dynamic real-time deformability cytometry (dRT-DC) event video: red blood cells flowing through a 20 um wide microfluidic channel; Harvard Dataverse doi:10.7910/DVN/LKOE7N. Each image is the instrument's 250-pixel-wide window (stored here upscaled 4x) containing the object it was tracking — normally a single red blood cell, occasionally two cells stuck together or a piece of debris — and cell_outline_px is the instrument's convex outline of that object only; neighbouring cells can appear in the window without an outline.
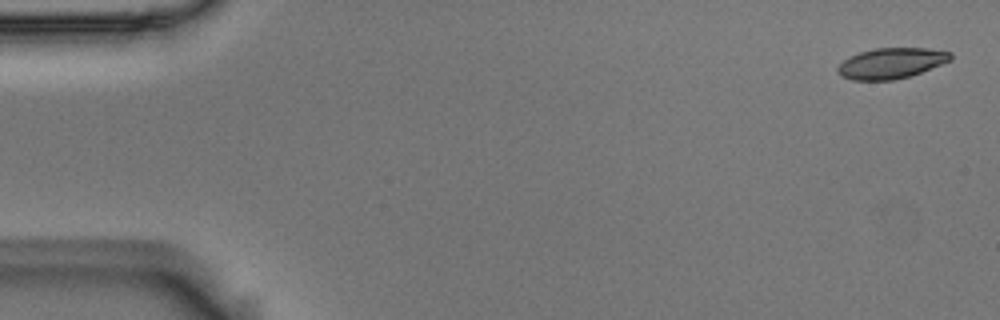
{"species": "Egyptian fruit bat (a non-hibernating species)", "species_latin": "Rousettus aegyptiacus", "temperature_condition": "room temperature", "stored_images_in_passage": 4, "camera_frame_rate_fps": 3000, "um_per_image_px": 0.085, "animal": {"sex": "male"}, "frame": {"image": 1, "passage_image": 1, "time_ms": 0.0, "image_size_px": [1000, 320], "cell_outline_px": [[952, 60], [912, 76], [892, 80], [852, 80], [840, 76], [836, 72], [836, 68], [844, 60], [860, 52], [872, 48], [928, 48], [952, 52]], "centroid_in_image_um": [75.76, 5.38], "position_along_channel_um": 9.2, "area_um2": 20.35}}
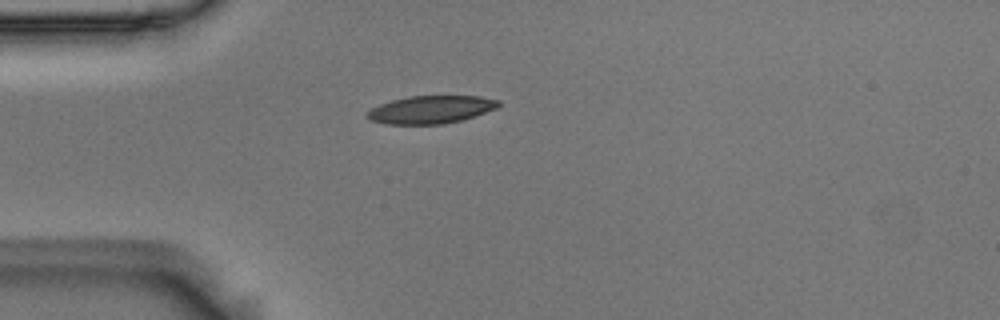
{"frame": {"image": 2, "passage_image": 4, "time_ms": 1.0, "image_size_px": [1000, 320], "cell_outline_px": [[500, 104], [496, 108], [460, 120], [440, 124], [388, 124], [372, 120], [368, 116], [368, 112], [372, 108], [380, 104], [392, 100], [408, 96], [480, 96], [500, 100]], "centroid_in_image_um": [36.64, 9.3], "position_along_channel_um": 48.4, "area_um2": 20.87}}